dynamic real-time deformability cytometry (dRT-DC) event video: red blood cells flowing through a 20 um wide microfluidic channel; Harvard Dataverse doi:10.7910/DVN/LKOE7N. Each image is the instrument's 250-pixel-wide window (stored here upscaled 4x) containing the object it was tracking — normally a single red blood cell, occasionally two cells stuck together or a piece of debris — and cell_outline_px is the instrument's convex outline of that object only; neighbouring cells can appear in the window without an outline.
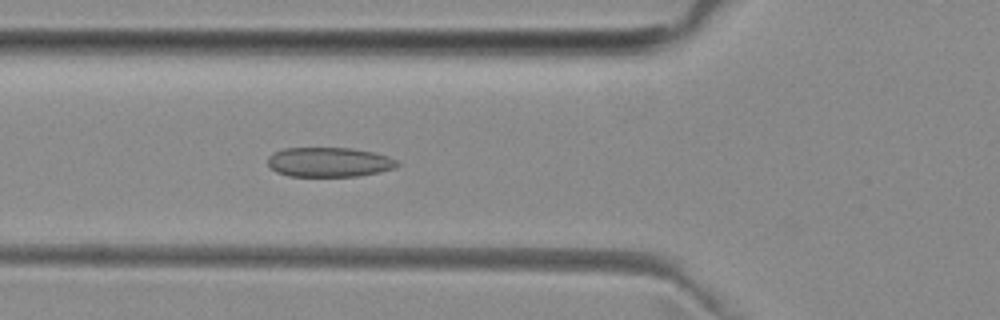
{"species": "common noctule bat (a hibernating species)", "species_latin": "Nyctalus noctula", "temperature_condition": "room temperature", "stored_images_in_passage": 49, "camera_frame_rate_fps": 3000, "um_per_image_px": 0.085, "animal": {"sex": "female", "body_mass_g": 29.2, "forearm_length_mm": 56.3}, "frame": {"image": 1, "passage_image": 16, "time_ms": 5.0, "image_size_px": [1000, 320], "cell_outline_px": [[400, 164], [392, 168], [380, 172], [360, 176], [288, 176], [276, 172], [268, 164], [268, 156], [272, 152], [284, 148], [348, 148], [376, 152], [388, 156], [396, 160]], "centroid_in_image_um": [27.96, 13.78], "position_along_channel_um": 97.8, "area_um2": 22.43}}
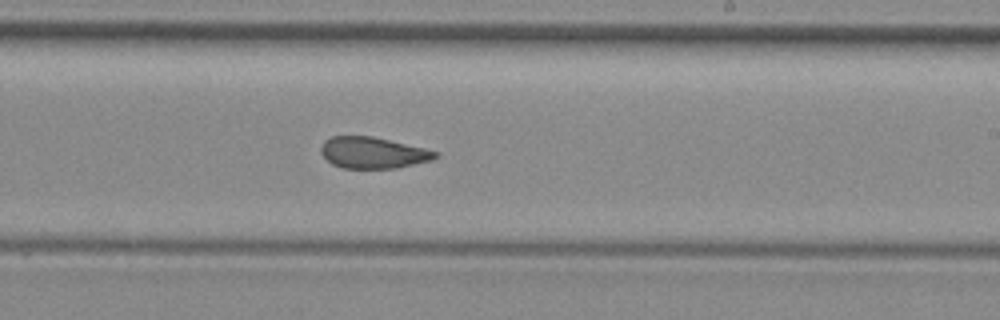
{"frame": {"image": 2, "passage_image": 28, "time_ms": 9.0, "image_size_px": [1000, 320], "cell_outline_px": [[440, 156], [432, 160], [396, 168], [344, 168], [332, 164], [320, 152], [320, 148], [324, 140], [332, 136], [372, 136], [424, 148], [440, 152]], "centroid_in_image_um": [31.71, 12.98], "position_along_channel_um": 257.3, "area_um2": 20.87}}
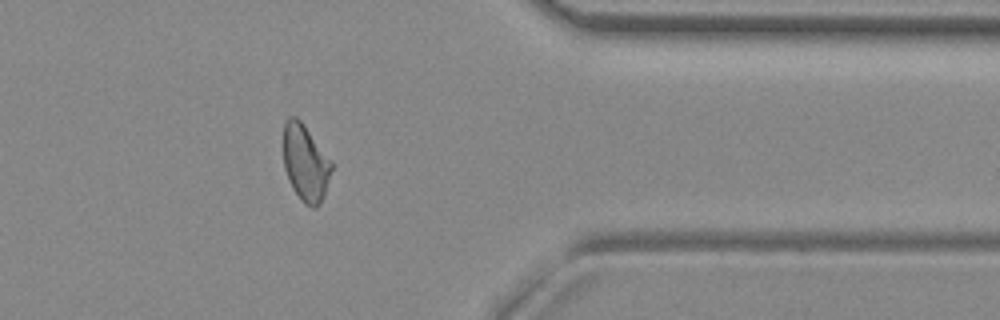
{"frame": {"image": 3, "passage_image": 39, "time_ms": 12.667, "image_size_px": [1000, 320], "cell_outline_px": [[332, 168], [324, 196], [320, 204], [316, 208], [312, 208], [304, 204], [300, 200], [292, 188], [288, 180], [284, 168], [280, 144], [284, 124], [288, 116], [296, 116], [300, 120], [332, 160]], "centroid_in_image_um": [25.91, 13.83], "position_along_channel_um": 385.5, "area_um2": 22.25}, "authors_computed_cell_mechanics": {"area_um2": 22.253, "velocity_mm_per_s": 3.9836, "shape_relaxation_time_tau1_ms": null, "shape_relaxation_time_tau2_ms": 2.3296, "deformation_change_tau1": null, "deformation_change_tau2": 0.1019}}